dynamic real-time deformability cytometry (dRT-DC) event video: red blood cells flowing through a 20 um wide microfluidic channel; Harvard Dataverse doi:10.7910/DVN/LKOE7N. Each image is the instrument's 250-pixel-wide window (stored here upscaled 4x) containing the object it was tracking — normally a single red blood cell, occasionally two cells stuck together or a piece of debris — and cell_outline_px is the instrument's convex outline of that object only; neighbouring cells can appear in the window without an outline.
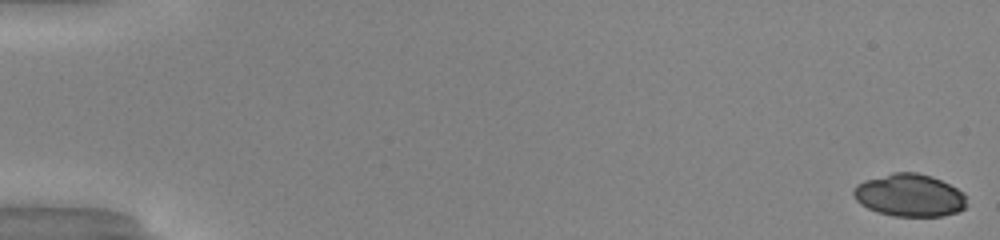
{"species": "common noctule bat (a hibernating species)", "species_latin": "Nyctalus noctula", "temperature_condition": "warm", "stored_images_in_passage": 51, "camera_frame_rate_fps": 3000, "um_per_image_px": 0.085, "animal": {"sex": "male", "body_mass_g": 20.0, "forearm_length_mm": 53.3}, "frame": {"image": 1, "passage_image": 1, "time_ms": 0.0, "image_size_px": [1000, 240], "cell_outline_px": [[964, 208], [956, 212], [940, 216], [892, 216], [876, 212], [860, 204], [856, 200], [852, 192], [856, 184], [864, 180], [892, 172], [916, 172], [932, 176], [964, 192]], "centroid_in_image_um": [77.25, 16.59], "position_along_channel_um": 7.7, "area_um2": 28.03}}
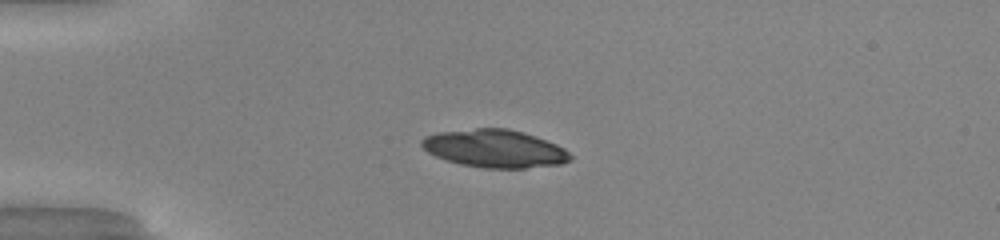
{"frame": {"image": 2, "passage_image": 14, "time_ms": 4.333, "image_size_px": [1000, 240], "cell_outline_px": [[572, 160], [560, 164], [524, 168], [484, 168], [460, 164], [444, 160], [428, 152], [420, 144], [420, 140], [424, 136], [440, 132], [476, 128], [508, 128], [524, 132], [536, 136], [556, 144], [564, 148], [572, 156]], "centroid_in_image_um": [42.05, 12.63], "position_along_channel_um": 43.0, "area_um2": 32.89}}